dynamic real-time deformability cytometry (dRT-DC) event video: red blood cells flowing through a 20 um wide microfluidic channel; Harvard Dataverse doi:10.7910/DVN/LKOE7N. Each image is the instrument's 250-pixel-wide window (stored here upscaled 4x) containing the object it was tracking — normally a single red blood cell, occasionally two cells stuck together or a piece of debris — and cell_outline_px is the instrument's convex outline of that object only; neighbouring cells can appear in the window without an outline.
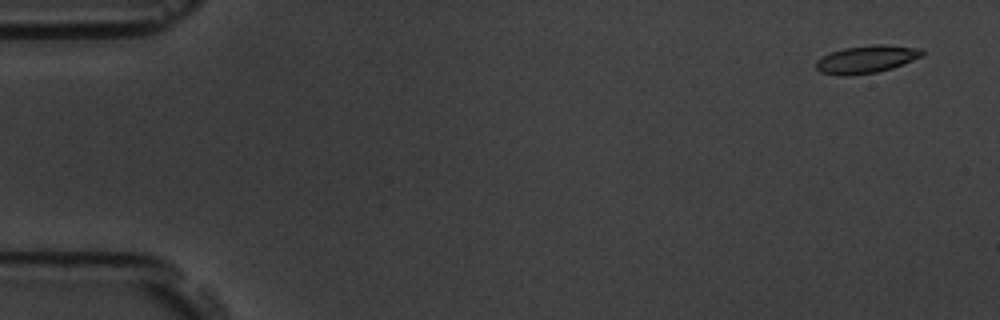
{"species": "common noctule bat (a hibernating species)", "species_latin": "Nyctalus noctula", "temperature_condition": "room temperature", "stored_images_in_passage": 15, "camera_frame_rate_fps": 3000, "um_per_image_px": 0.085, "animal": {"sex": "male", "body_mass_g": 19.5, "forearm_length_mm": 54.6}, "frame": {"image": 1, "passage_image": 1, "time_ms": 0.0, "image_size_px": [1000, 320], "cell_outline_px": [[924, 56], [892, 68], [876, 72], [844, 76], [820, 72], [816, 68], [816, 60], [832, 52], [844, 48], [876, 44], [884, 44], [920, 48], [924, 52]], "centroid_in_image_um": [73.68, 5.03], "position_along_channel_um": 11.3, "area_um2": 16.99}}
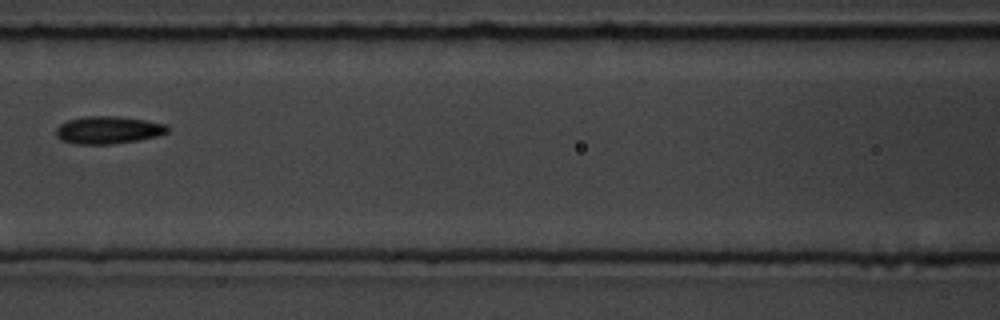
{"frame": {"image": 2, "passage_image": 7, "time_ms": 7.667, "image_size_px": [1000, 320], "cell_outline_px": [[168, 132], [160, 136], [140, 140], [112, 144], [72, 144], [60, 140], [56, 136], [56, 128], [60, 124], [68, 120], [84, 116], [116, 116], [144, 120], [168, 124]], "centroid_in_image_um": [9.2, 11.06], "position_along_channel_um": 157.4, "area_um2": 18.15}}
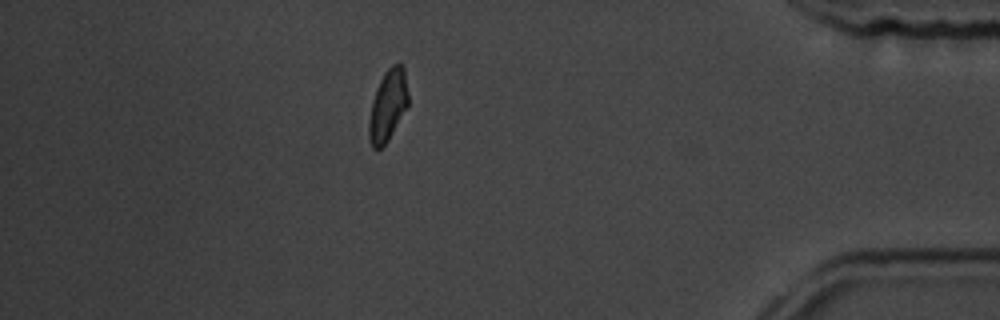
{"frame": {"image": 3, "passage_image": 14, "time_ms": 15.667, "image_size_px": [1000, 320], "cell_outline_px": [[408, 108], [388, 140], [380, 148], [372, 148], [368, 136], [368, 120], [372, 100], [376, 88], [384, 72], [392, 64], [404, 64], [408, 92]], "centroid_in_image_um": [32.97, 8.95], "position_along_channel_um": 402.2, "area_um2": 16.65}, "authors_computed_cell_mechanics": {"area_um2": 16.9932, "velocity_mm_per_s": 3.5992, "shape_relaxation_time_tau1_ms": 6.5294, "shape_relaxation_time_tau2_ms": 3.4617, "deformation_change_tau1": 0.1498, "deformation_change_tau2": 0.0836}}